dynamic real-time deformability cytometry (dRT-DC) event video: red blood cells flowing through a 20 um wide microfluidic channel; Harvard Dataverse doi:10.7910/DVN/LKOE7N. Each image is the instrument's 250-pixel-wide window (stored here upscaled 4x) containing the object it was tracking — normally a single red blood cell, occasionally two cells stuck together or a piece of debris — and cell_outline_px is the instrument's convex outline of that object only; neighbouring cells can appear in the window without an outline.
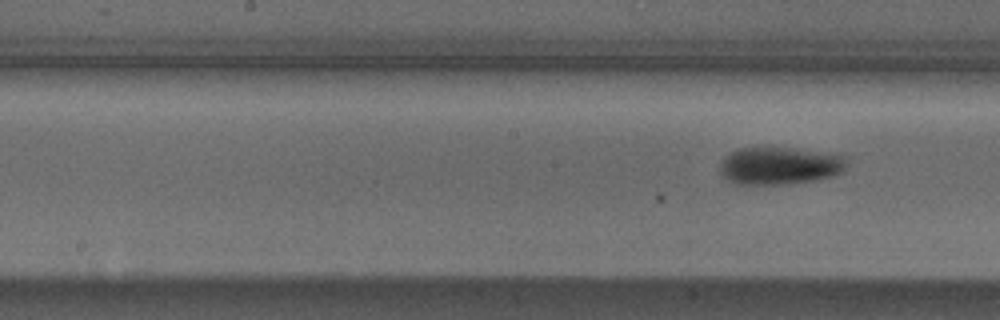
{"species": "Egyptian fruit bat (a non-hibernating species)", "species_latin": "Rousettus aegyptiacus", "temperature_condition": "cold", "stored_images_in_passage": 6, "segment_of_instrument_passage": [2, 2], "camera_frame_rate_fps": 3000, "um_per_image_px": 0.085, "animal": {"sex": "male"}, "frame": {"image": 1, "passage_image": 6, "time_ms": 1.667, "image_size_px": [1000, 320], "cell_outline_px": [[844, 172], [820, 180], [792, 184], [736, 184], [720, 176], [720, 164], [732, 152], [740, 148], [788, 148], [844, 156]], "centroid_in_image_um": [66.24, 14.12], "position_along_channel_um": 182.0, "area_um2": 27.4}}